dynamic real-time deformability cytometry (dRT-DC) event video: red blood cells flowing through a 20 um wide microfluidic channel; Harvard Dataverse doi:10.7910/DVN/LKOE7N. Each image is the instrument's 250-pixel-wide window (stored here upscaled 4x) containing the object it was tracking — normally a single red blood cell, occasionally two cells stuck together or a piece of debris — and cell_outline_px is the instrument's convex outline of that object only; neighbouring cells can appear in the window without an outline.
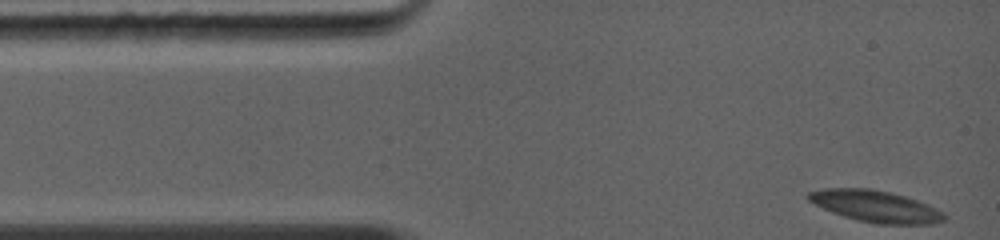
{"species": "common noctule bat (a hibernating species)", "species_latin": "Nyctalus noctula", "temperature_condition": "warm", "stored_images_in_passage": 68, "camera_frame_rate_fps": 5000, "um_per_image_px": 0.085, "animal": {"sex": "female", "body_mass_g": 19.0, "forearm_length_mm": 56.7}, "frame": {"image": 1, "passage_image": 1, "time_ms": 0.0, "image_size_px": [1000, 240], "cell_outline_px": [[944, 220], [932, 224], [876, 224], [844, 216], [832, 212], [808, 200], [804, 196], [808, 192], [824, 188], [872, 188], [904, 196], [916, 200], [936, 208], [944, 212]], "centroid_in_image_um": [74.4, 17.52], "position_along_channel_um": 10.6, "area_um2": 24.8}}
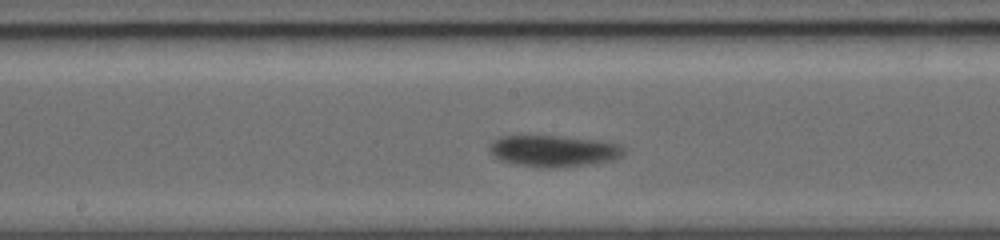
{"frame": {"image": 2, "passage_image": 39, "time_ms": 6.2, "image_size_px": [1000, 240], "cell_outline_px": [[624, 152], [620, 156], [612, 160], [592, 164], [560, 168], [548, 168], [516, 164], [500, 160], [492, 152], [492, 144], [496, 140], [504, 136], [552, 136], [600, 140], [616, 144], [624, 148]], "centroid_in_image_um": [47.12, 12.85], "position_along_channel_um": 201.1, "area_um2": 24.1}}
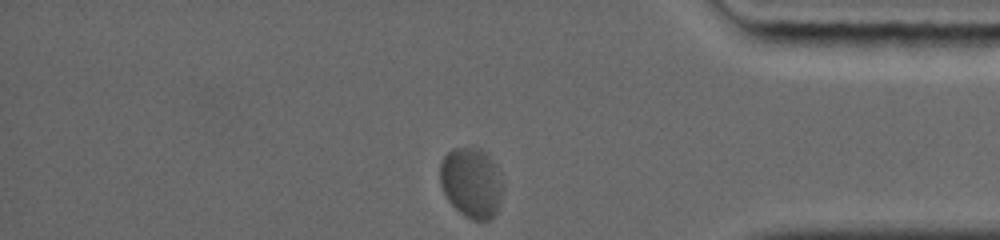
{"frame": {"image": 3, "passage_image": 68, "time_ms": 11.4, "image_size_px": [1000, 240], "cell_outline_px": [[500, 200], [496, 212], [488, 220], [472, 220], [464, 216], [448, 200], [440, 184], [440, 164], [444, 156], [448, 152], [456, 148], [480, 148], [488, 156], [496, 172], [500, 188]], "centroid_in_image_um": [40.0, 15.55], "position_along_channel_um": 395.2, "area_um2": 24.74}}